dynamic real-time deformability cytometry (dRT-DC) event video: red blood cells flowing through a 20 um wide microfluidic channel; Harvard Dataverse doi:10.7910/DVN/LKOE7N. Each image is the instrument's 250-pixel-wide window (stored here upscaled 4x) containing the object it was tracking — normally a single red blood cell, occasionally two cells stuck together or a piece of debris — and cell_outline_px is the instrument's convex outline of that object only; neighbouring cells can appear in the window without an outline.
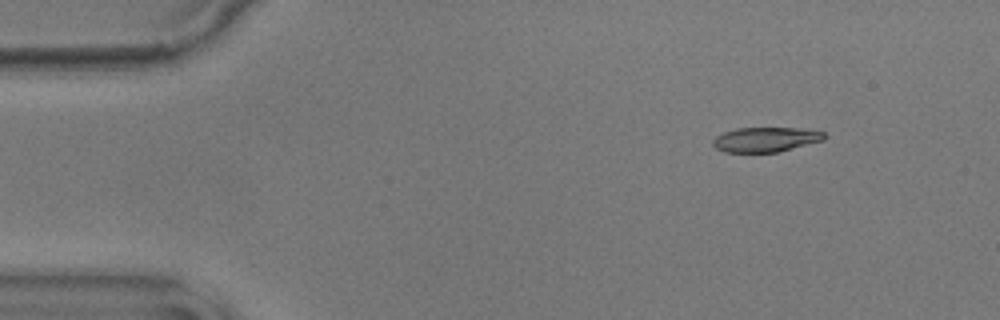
{"species": "common noctule bat (a hibernating species)", "species_latin": "Nyctalus noctula", "temperature_condition": "warm", "stored_images_in_passage": 50, "camera_frame_rate_fps": 3000, "um_per_image_px": 0.085, "animal": {"sex": "male", "body_mass_g": 17.9}, "frame": {"image": 1, "passage_image": 1, "time_ms": 0.0, "image_size_px": [1000, 320], "cell_outline_px": [[828, 136], [824, 140], [780, 152], [724, 152], [716, 148], [712, 144], [712, 140], [716, 136], [724, 132], [736, 128], [796, 128], [824, 132]], "centroid_in_image_um": [65.09, 11.86], "position_along_channel_um": 19.9, "area_um2": 16.13}}
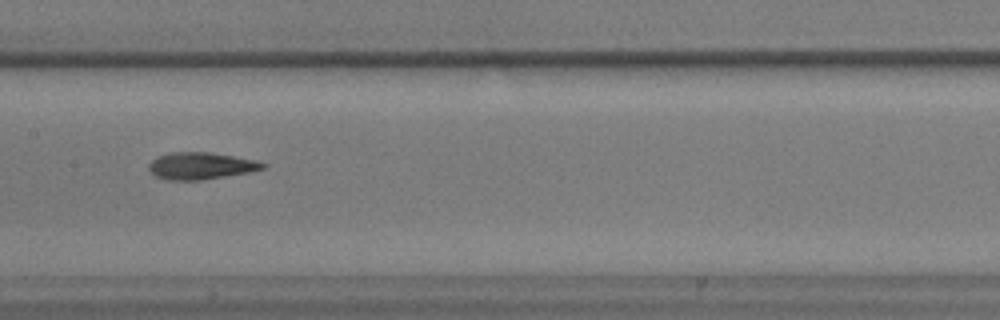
{"frame": {"image": 2, "passage_image": 22, "time_ms": 7.0, "image_size_px": [1000, 320], "cell_outline_px": [[268, 164], [264, 168], [248, 172], [200, 180], [168, 180], [156, 176], [148, 168], [148, 164], [156, 156], [172, 152], [208, 152], [256, 160]], "centroid_in_image_um": [17.04, 14.09], "position_along_channel_um": 190.4, "area_um2": 17.74}}
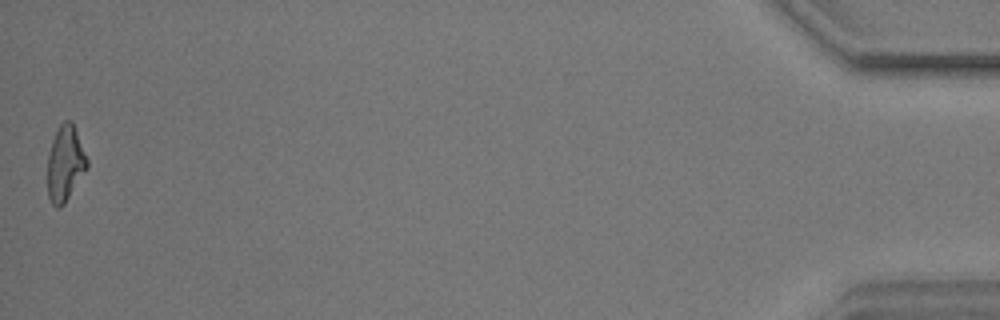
{"frame": {"image": 3, "passage_image": 50, "time_ms": 16.333, "image_size_px": [1000, 320], "cell_outline_px": [[88, 168], [64, 204], [60, 208], [56, 208], [52, 204], [48, 196], [48, 156], [52, 140], [60, 124], [64, 120], [72, 120], [88, 160]], "centroid_in_image_um": [5.55, 13.9], "position_along_channel_um": 429.7, "area_um2": 17.4}, "authors_computed_cell_mechanics": {"area_um2": 17.6001, "velocity_mm_per_s": 3.5992, "shape_relaxation_time_tau1_ms": 7.1662, "shape_relaxation_time_tau2_ms": 3.6985, "deformation_change_tau1": 0.2017, "deformation_change_tau2": 0.1281}}